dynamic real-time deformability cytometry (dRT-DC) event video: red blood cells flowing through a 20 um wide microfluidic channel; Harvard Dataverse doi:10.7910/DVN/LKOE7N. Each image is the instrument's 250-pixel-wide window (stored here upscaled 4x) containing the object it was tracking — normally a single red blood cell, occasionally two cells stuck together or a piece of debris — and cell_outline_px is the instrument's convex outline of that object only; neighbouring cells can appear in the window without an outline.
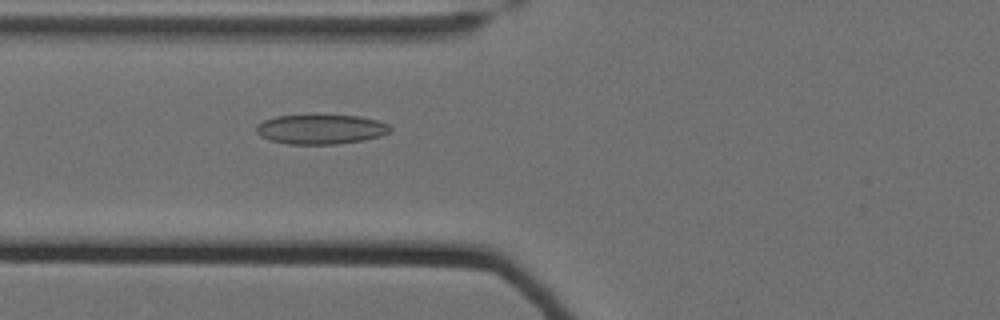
{"species": "Egyptian fruit bat (a non-hibernating species)", "species_latin": "Rousettus aegyptiacus", "temperature_condition": "cold", "stored_images_in_passage": 49, "camera_frame_rate_fps": 3000, "um_per_image_px": 0.085, "animal": {"sex": "female"}, "frame": {"image": 1, "passage_image": 15, "time_ms": 4.667, "image_size_px": [1000, 320], "cell_outline_px": [[392, 132], [380, 136], [364, 140], [336, 144], [288, 144], [268, 140], [260, 136], [256, 132], [256, 124], [264, 120], [276, 116], [360, 116], [380, 120], [388, 124], [392, 128]], "centroid_in_image_um": [27.29, 11.0], "position_along_channel_um": 98.5, "area_um2": 23.18}}
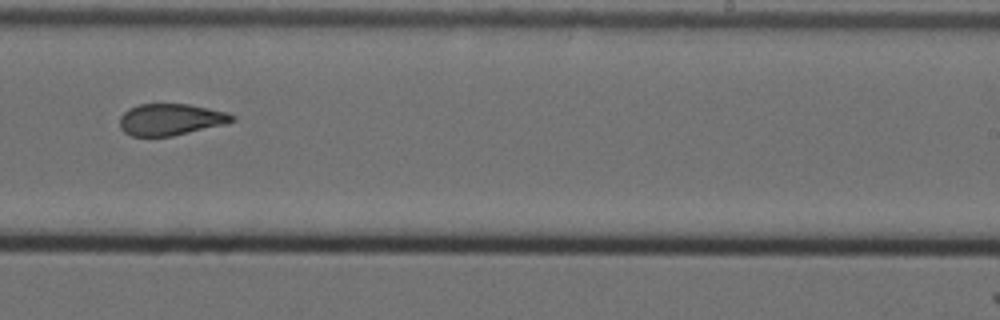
{"frame": {"image": 2, "passage_image": 30, "time_ms": 9.667, "image_size_px": [1000, 320], "cell_outline_px": [[236, 120], [228, 124], [172, 136], [132, 136], [124, 132], [120, 128], [120, 116], [128, 108], [140, 104], [188, 104], [228, 112], [236, 116]], "centroid_in_image_um": [14.54, 10.16], "position_along_channel_um": 274.5, "area_um2": 20.92}}
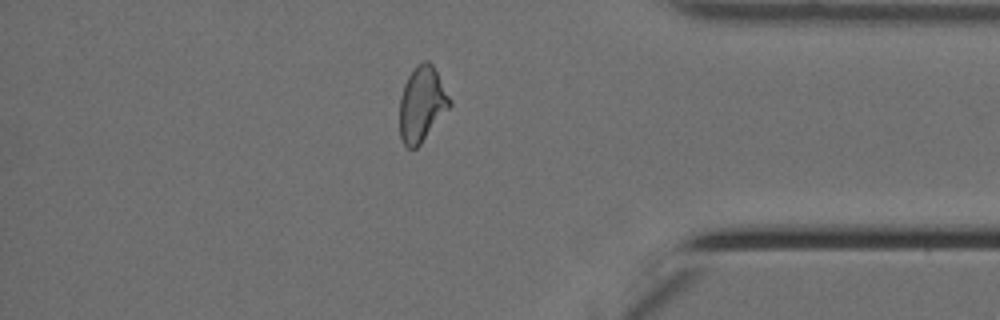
{"frame": {"image": 3, "passage_image": 42, "time_ms": 13.667, "image_size_px": [1000, 320], "cell_outline_px": [[452, 104], [420, 144], [416, 148], [408, 148], [404, 144], [400, 136], [400, 96], [404, 84], [408, 76], [416, 64], [424, 60], [428, 60], [432, 64], [452, 100]], "centroid_in_image_um": [35.86, 8.82], "position_along_channel_um": 399.3, "area_um2": 21.79}, "authors_computed_cell_mechanics": {"area_um2": 21.8484, "velocity_mm_per_s": 3.5038, "shape_relaxation_time_tau1_ms": null, "shape_relaxation_time_tau2_ms": 2.2509, "deformation_change_tau1": null, "deformation_change_tau2": 0.0945}}